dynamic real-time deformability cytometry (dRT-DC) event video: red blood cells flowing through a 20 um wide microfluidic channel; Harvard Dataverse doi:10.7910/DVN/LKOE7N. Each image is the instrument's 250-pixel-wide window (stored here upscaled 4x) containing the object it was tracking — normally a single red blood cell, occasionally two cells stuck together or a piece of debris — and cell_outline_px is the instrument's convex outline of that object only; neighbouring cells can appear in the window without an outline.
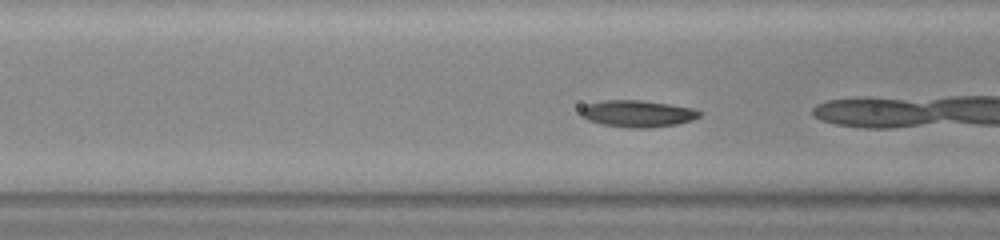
{"species": "common noctule bat (a hibernating species)", "species_latin": "Nyctalus noctula", "temperature_condition": "warm", "stored_images_in_passage": 22, "camera_frame_rate_fps": 3000, "um_per_image_px": 0.085, "animal": {"sex": "female", "body_mass_g": 23.0, "forearm_length_mm": 53.4}, "frame": {"image": 1, "passage_image": 15, "time_ms": 4.667, "image_size_px": [1000, 240], "cell_outline_px": [[704, 112], [700, 116], [692, 120], [676, 124], [652, 128], [628, 128], [600, 124], [588, 120], [580, 116], [580, 108], [588, 104], [604, 100], [640, 100], [668, 104], [692, 108]], "centroid_in_image_um": [54.17, 9.67], "position_along_channel_um": 112.4, "area_um2": 18.67}}